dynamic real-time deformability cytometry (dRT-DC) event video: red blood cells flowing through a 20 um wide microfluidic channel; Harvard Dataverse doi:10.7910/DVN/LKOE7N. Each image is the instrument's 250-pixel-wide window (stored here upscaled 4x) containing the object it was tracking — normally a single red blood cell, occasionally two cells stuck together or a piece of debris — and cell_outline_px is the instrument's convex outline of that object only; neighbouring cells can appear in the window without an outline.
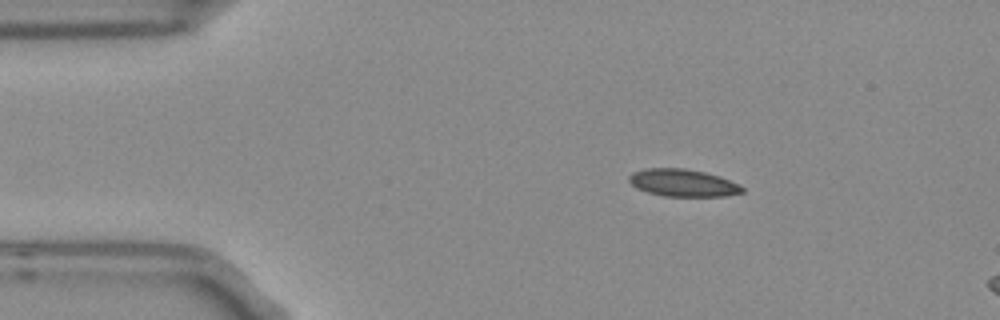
{"species": "Egyptian fruit bat (a non-hibernating species)", "species_latin": "Rousettus aegyptiacus", "temperature_condition": "room temperature", "stored_images_in_passage": 4, "camera_frame_rate_fps": 3000, "um_per_image_px": 0.085, "frame": {"image": 1, "passage_image": 2, "time_ms": 0.333, "image_size_px": [1000, 320], "cell_outline_px": [[744, 192], [724, 196], [664, 196], [648, 192], [636, 188], [628, 180], [628, 176], [632, 172], [644, 168], [684, 168], [704, 172], [720, 176], [740, 184], [744, 188]], "centroid_in_image_um": [58.04, 15.53], "position_along_channel_um": 27.0, "area_um2": 18.15}}